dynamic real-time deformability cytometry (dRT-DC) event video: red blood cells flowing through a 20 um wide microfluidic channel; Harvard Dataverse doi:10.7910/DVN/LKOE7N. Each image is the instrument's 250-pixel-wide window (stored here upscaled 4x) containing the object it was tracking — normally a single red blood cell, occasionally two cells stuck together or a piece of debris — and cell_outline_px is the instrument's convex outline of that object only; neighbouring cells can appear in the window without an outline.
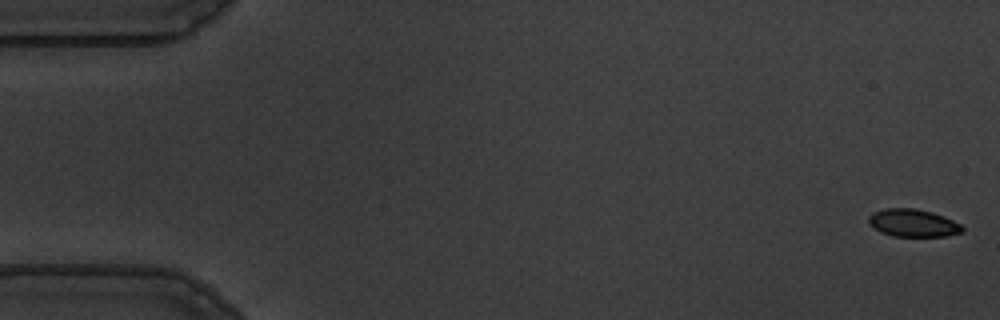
{"species": "common noctule bat (a hibernating species)", "species_latin": "Nyctalus noctula", "temperature_condition": "warm", "stored_images_in_passage": 56, "camera_frame_rate_fps": 3000, "um_per_image_px": 0.085, "animal": {"sex": "male", "body_mass_g": 19.5, "forearm_length_mm": 54.6}, "frame": {"image": 1, "passage_image": 1, "time_ms": 0.0, "image_size_px": [1000, 320], "cell_outline_px": [[964, 232], [948, 236], [892, 236], [880, 232], [868, 224], [868, 216], [872, 212], [884, 208], [916, 208], [932, 212], [944, 216], [960, 224], [964, 228]], "centroid_in_image_um": [77.59, 18.95], "position_along_channel_um": 7.4, "area_um2": 15.32}}
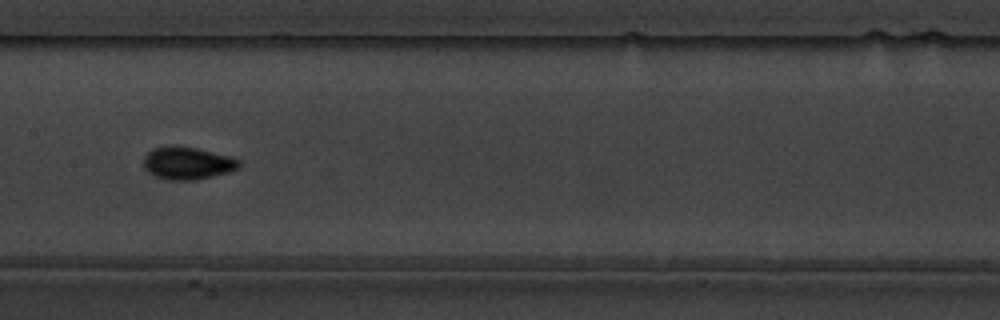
{"frame": {"image": 2, "passage_image": 28, "time_ms": 9.0, "image_size_px": [1000, 320], "cell_outline_px": [[240, 164], [236, 168], [228, 172], [196, 180], [168, 180], [156, 176], [148, 172], [144, 168], [144, 156], [152, 148], [164, 144], [172, 144], [196, 148], [228, 156], [240, 160]], "centroid_in_image_um": [15.87, 13.84], "position_along_channel_um": 191.5, "area_um2": 18.21}}
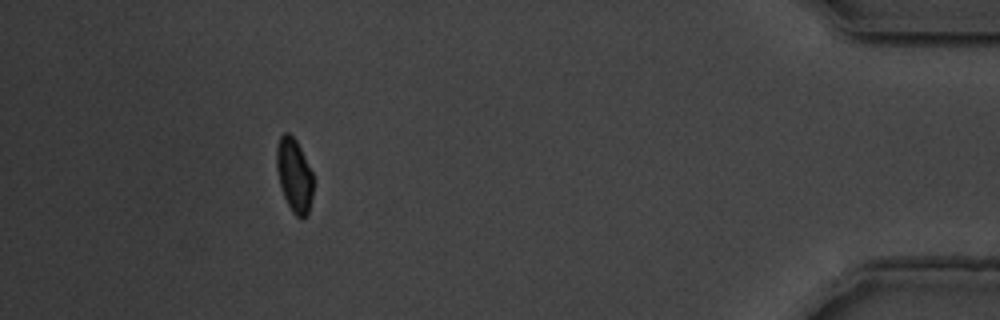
{"frame": {"image": 3, "passage_image": 51, "time_ms": 16.667, "image_size_px": [1000, 320], "cell_outline_px": [[312, 196], [308, 216], [300, 220], [292, 212], [284, 196], [280, 184], [276, 168], [276, 148], [280, 136], [284, 132], [288, 132], [296, 140], [312, 172]], "centroid_in_image_um": [25.0, 14.92], "position_along_channel_um": 410.2, "area_um2": 15.72}}